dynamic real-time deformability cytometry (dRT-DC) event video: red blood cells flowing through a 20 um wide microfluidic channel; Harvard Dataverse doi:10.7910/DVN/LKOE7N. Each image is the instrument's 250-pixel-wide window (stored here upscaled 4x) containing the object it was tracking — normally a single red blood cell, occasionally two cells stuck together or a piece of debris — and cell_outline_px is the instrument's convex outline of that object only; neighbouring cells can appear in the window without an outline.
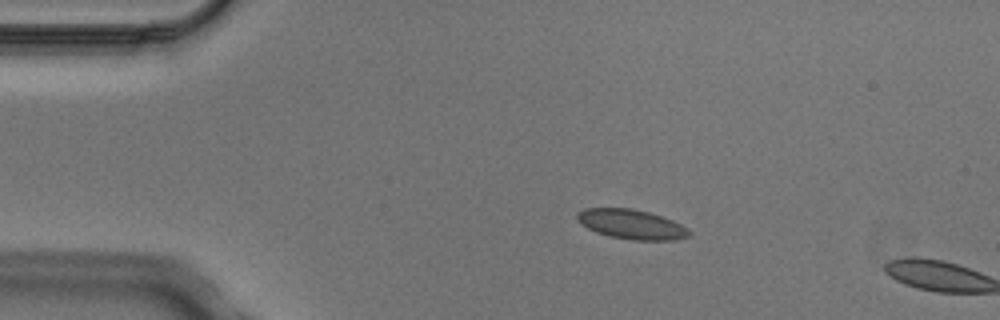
{"species": "Egyptian fruit bat (a non-hibernating species)", "species_latin": "Rousettus aegyptiacus", "temperature_condition": "cold", "stored_images_in_passage": 3, "camera_frame_rate_fps": 3000, "um_per_image_px": 0.085, "animal": {"sex": "male"}, "frame": {"image": 1, "passage_image": 2, "time_ms": 0.333, "image_size_px": [1000, 320], "cell_outline_px": [[692, 236], [676, 240], [632, 240], [608, 236], [596, 232], [580, 224], [576, 220], [576, 212], [584, 208], [632, 208], [648, 212], [672, 220], [688, 228], [692, 232]], "centroid_in_image_um": [53.67, 19.07], "position_along_channel_um": 31.3, "area_um2": 19.59}}